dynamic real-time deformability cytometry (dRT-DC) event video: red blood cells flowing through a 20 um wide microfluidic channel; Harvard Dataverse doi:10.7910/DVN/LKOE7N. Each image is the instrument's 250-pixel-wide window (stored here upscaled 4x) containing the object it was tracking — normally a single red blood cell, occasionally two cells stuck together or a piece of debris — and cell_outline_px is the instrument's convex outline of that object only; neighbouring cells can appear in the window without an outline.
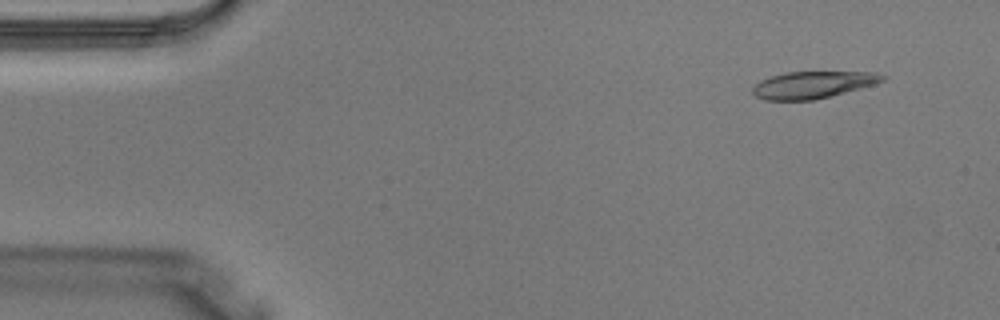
{"species": "Egyptian fruit bat (a non-hibernating species)", "species_latin": "Rousettus aegyptiacus", "temperature_condition": "warm", "stored_images_in_passage": 3, "camera_frame_rate_fps": 3000, "um_per_image_px": 0.085, "animal": {"sex": "male"}, "frame": {"image": 1, "passage_image": 1, "time_ms": 0.0, "image_size_px": [1000, 320], "cell_outline_px": [[888, 76], [884, 80], [860, 88], [812, 100], [764, 100], [756, 96], [752, 92], [752, 88], [760, 80], [784, 72], [876, 72]], "centroid_in_image_um": [69.06, 7.2], "position_along_channel_um": 15.9, "area_um2": 20.17}}